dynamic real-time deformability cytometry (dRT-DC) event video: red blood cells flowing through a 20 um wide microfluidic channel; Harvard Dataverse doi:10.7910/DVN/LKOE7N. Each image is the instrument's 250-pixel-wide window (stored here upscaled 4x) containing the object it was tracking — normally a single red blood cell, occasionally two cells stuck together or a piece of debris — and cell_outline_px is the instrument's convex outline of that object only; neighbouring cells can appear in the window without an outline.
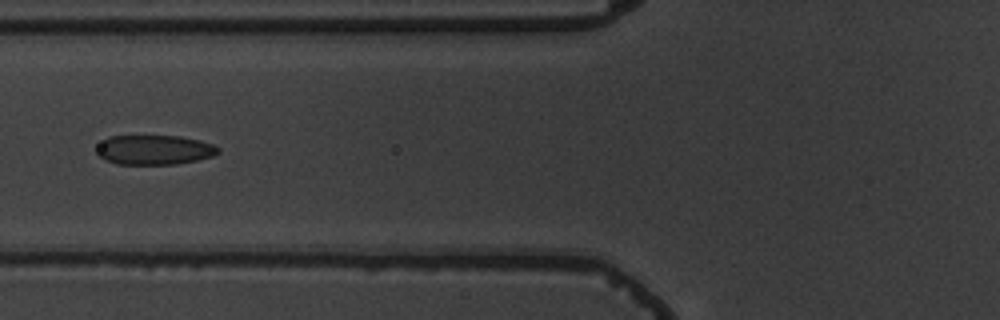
{"species": "common noctule bat (a hibernating species)", "species_latin": "Nyctalus noctula", "temperature_condition": "warm", "stored_images_in_passage": 7, "camera_frame_rate_fps": 3000, "um_per_image_px": 0.085, "animal": {"sex": "male", "body_mass_g": 19.5, "forearm_length_mm": 54.6}, "frame": {"image": 1, "passage_image": 7, "time_ms": 7.0, "image_size_px": [1000, 320], "cell_outline_px": [[220, 152], [212, 156], [196, 160], [176, 164], [116, 164], [104, 160], [96, 152], [96, 148], [104, 140], [112, 136], [180, 136], [200, 140], [212, 144], [220, 148]], "centroid_in_image_um": [13.12, 12.74], "position_along_channel_um": 112.7, "area_um2": 20.92}}